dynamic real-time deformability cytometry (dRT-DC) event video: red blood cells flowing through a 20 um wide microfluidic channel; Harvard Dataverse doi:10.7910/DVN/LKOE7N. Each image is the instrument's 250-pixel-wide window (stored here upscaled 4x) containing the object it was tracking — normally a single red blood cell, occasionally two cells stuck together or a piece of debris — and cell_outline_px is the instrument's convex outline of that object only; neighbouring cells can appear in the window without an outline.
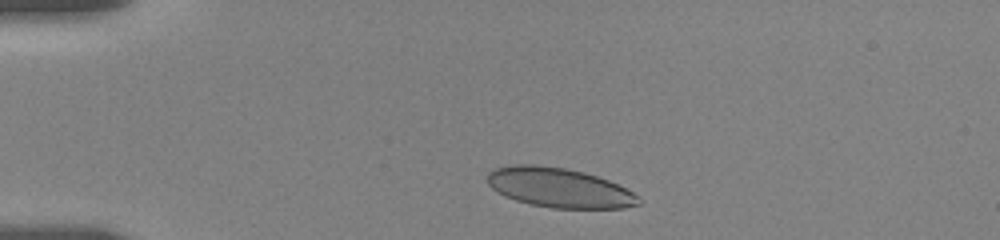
{"species": "human", "species_latin": "Homo sapiens", "temperature_condition": "room temperature", "stored_images_in_passage": 44, "camera_frame_rate_fps": 3000, "um_per_image_px": 0.085, "donor": {"sex": "female"}, "frame": {"image": 1, "passage_image": 3, "time_ms": 0.333, "image_size_px": [1000, 240], "cell_outline_px": [[640, 204], [624, 208], [552, 208], [528, 204], [516, 200], [492, 188], [488, 184], [488, 172], [492, 168], [516, 164], [536, 164], [564, 168], [584, 172], [608, 180], [640, 196]], "centroid_in_image_um": [47.52, 15.95], "position_along_channel_um": 37.5, "area_um2": 34.74}}
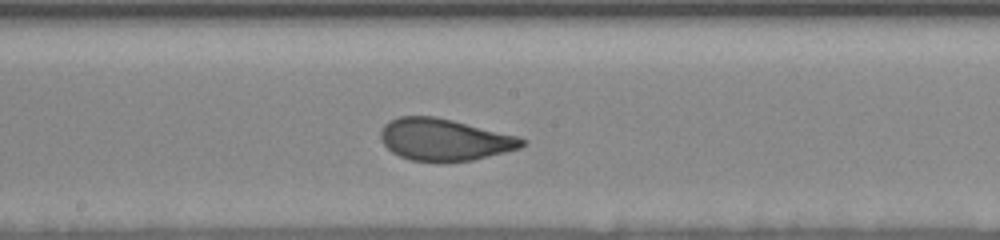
{"frame": {"image": 2, "passage_image": 29, "time_ms": 6.333, "image_size_px": [1000, 240], "cell_outline_px": [[528, 140], [520, 148], [472, 160], [444, 164], [412, 160], [400, 156], [392, 152], [380, 140], [380, 132], [384, 124], [400, 116], [436, 116], [520, 136]], "centroid_in_image_um": [37.79, 11.88], "position_along_channel_um": 210.4, "area_um2": 35.03}}
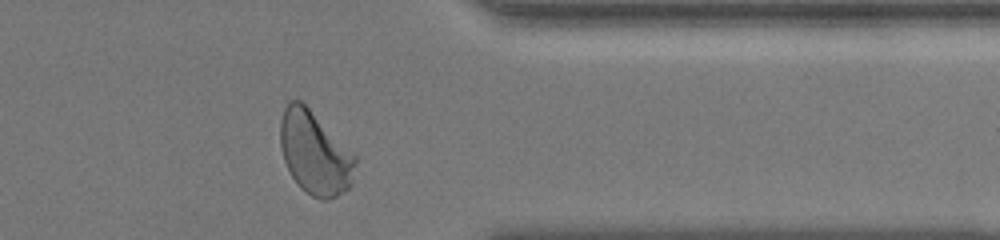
{"frame": {"image": 3, "passage_image": 42, "time_ms": 11.333, "image_size_px": [1000, 240], "cell_outline_px": [[356, 164], [352, 184], [348, 188], [336, 196], [328, 200], [320, 200], [312, 196], [300, 188], [292, 176], [284, 160], [280, 148], [280, 120], [284, 108], [288, 100], [300, 100], [356, 156]], "centroid_in_image_um": [26.74, 13.03], "position_along_channel_um": 384.7, "area_um2": 36.07}, "authors_computed_cell_mechanics": {"area_um2": 35.1713, "velocity_mm_per_s": 3.6347, "shape_relaxation_time_tau1_ms": 3.5658, "shape_relaxation_time_tau2_ms": null, "deformation_change_tau1": 0.1583, "deformation_change_tau2": null}}